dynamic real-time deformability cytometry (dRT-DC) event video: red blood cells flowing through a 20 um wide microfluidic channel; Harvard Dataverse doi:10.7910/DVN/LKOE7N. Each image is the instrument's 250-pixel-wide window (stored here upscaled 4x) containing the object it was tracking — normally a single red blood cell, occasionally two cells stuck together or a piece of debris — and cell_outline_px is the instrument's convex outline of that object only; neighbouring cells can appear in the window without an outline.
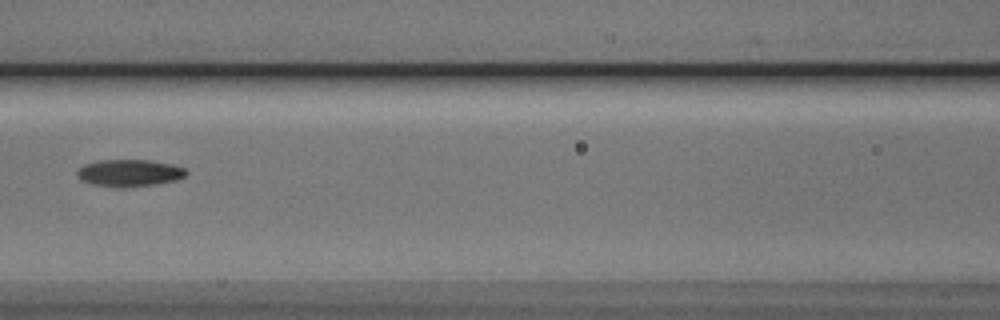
{"species": "Egyptian fruit bat (a non-hibernating species)", "species_latin": "Rousettus aegyptiacus", "temperature_condition": "cold", "stored_images_in_passage": 6, "camera_frame_rate_fps": 3000, "um_per_image_px": 0.085, "animal": {"sex": "male"}, "frame": {"image": 1, "passage_image": 5, "time_ms": 1.333, "image_size_px": [1000, 320], "cell_outline_px": [[188, 172], [184, 176], [176, 180], [156, 184], [124, 188], [120, 188], [92, 184], [80, 180], [76, 176], [76, 172], [84, 164], [100, 160], [148, 160], [168, 164], [184, 168]], "centroid_in_image_um": [10.95, 14.71], "position_along_channel_um": 155.7, "area_um2": 17.17}}
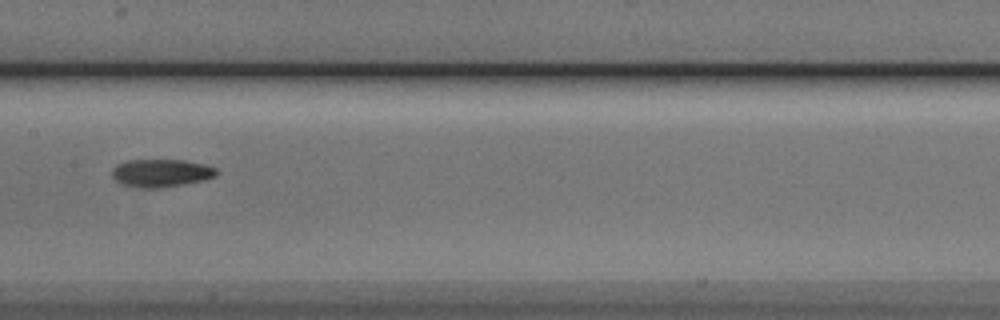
{"frame": {"image": 2, "passage_image": 6, "time_ms": 1.667, "image_size_px": [1000, 320], "cell_outline_px": [[220, 172], [216, 176], [204, 180], [184, 184], [160, 188], [136, 188], [124, 184], [116, 180], [112, 176], [112, 168], [116, 164], [128, 160], [184, 160], [204, 164], [216, 168]], "centroid_in_image_um": [13.71, 14.71], "position_along_channel_um": 193.7, "area_um2": 17.11}}